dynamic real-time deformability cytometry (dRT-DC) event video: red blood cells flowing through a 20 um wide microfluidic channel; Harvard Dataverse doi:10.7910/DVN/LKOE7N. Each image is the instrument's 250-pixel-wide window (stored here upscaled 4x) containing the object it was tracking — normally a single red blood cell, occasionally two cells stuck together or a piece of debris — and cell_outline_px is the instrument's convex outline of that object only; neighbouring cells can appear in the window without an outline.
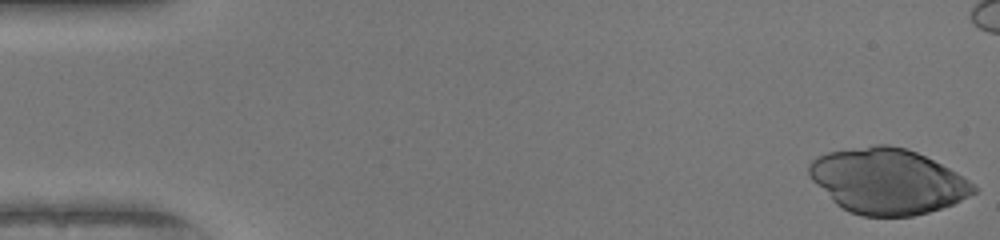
{"species": "human", "species_latin": "Homo sapiens", "temperature_condition": "warm", "stored_images_in_passage": 44, "camera_frame_rate_fps": 3000, "um_per_image_px": 0.085, "donor": {"sex": "female"}, "frame": {"image": 1, "passage_image": 1, "time_ms": 0.0, "image_size_px": [1000, 240], "cell_outline_px": [[976, 192], [952, 204], [928, 212], [912, 216], [860, 216], [848, 212], [836, 204], [812, 180], [808, 172], [808, 164], [816, 156], [828, 152], [876, 144], [888, 144], [904, 148], [916, 152], [956, 172], [968, 180], [976, 188]], "centroid_in_image_um": [75.39, 15.4], "position_along_channel_um": 9.6, "area_um2": 62.25}}